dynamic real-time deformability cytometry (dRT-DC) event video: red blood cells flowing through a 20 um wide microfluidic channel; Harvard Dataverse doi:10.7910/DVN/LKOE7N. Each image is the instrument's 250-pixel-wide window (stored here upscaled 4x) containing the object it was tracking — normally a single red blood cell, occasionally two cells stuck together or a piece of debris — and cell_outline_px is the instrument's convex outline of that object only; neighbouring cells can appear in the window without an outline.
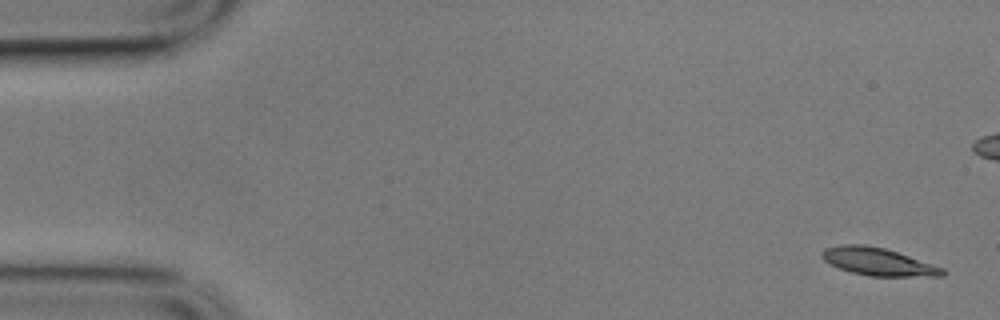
{"species": "common noctule bat (a hibernating species)", "species_latin": "Nyctalus noctula", "temperature_condition": "cold", "stored_images_in_passage": 5, "camera_frame_rate_fps": 3000, "um_per_image_px": 0.085, "animal": {"sex": "male", "body_mass_g": 17.9}, "frame": {"image": 1, "passage_image": 1, "time_ms": 0.0, "image_size_px": [1000, 320], "cell_outline_px": [[948, 272], [944, 276], [868, 276], [852, 272], [840, 268], [824, 260], [820, 256], [820, 252], [824, 248], [844, 244], [864, 244], [884, 248], [944, 268]], "centroid_in_image_um": [74.63, 22.24], "position_along_channel_um": 10.4, "area_um2": 19.31}}